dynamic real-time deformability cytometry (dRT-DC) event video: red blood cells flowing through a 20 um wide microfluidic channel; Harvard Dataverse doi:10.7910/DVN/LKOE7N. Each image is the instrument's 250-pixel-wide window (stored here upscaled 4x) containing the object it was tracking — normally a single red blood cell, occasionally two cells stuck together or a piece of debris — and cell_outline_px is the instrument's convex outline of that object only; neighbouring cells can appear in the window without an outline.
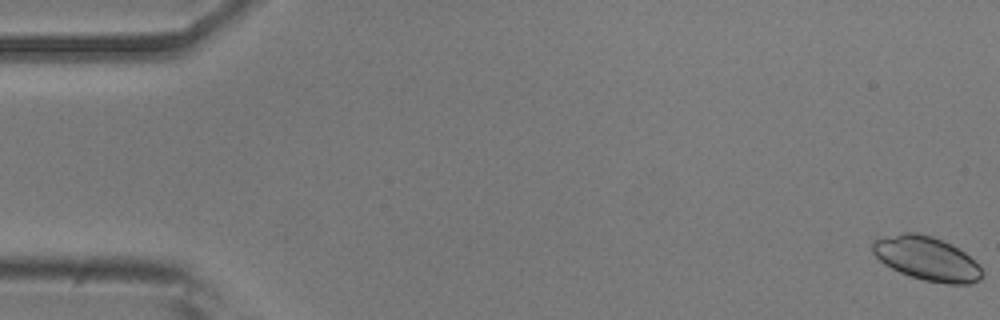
{"species": "common noctule bat (a hibernating species)", "species_latin": "Nyctalus noctula", "temperature_condition": "room temperature", "stored_images_in_passage": 54, "camera_frame_rate_fps": 3000, "um_per_image_px": 0.085, "animal": {"sex": "male", "body_mass_g": 20.5, "forearm_length_mm": 52.5}, "frame": {"image": 1, "passage_image": 1, "time_ms": 0.0, "image_size_px": [1000, 320], "cell_outline_px": [[984, 276], [980, 280], [972, 284], [948, 284], [924, 280], [900, 272], [884, 264], [872, 252], [872, 240], [904, 232], [916, 232], [932, 236], [952, 244], [964, 252], [984, 272]], "centroid_in_image_um": [78.78, 21.98], "position_along_channel_um": 6.2, "area_um2": 27.92}}
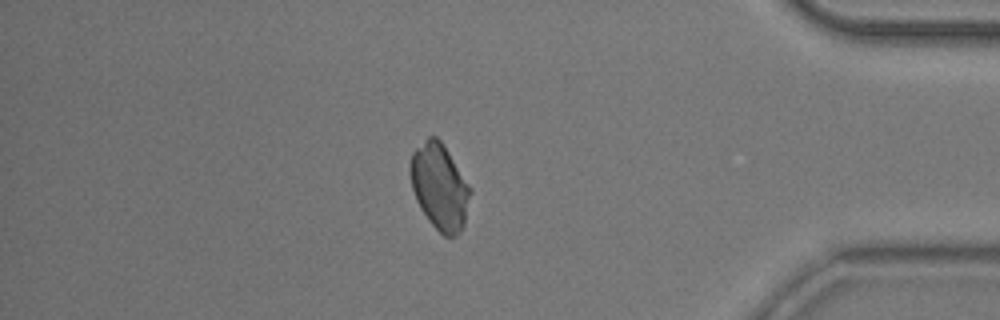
{"frame": {"image": 2, "passage_image": 46, "time_ms": 15.0, "image_size_px": [1000, 320], "cell_outline_px": [[472, 192], [464, 224], [460, 232], [456, 236], [444, 236], [428, 220], [420, 208], [416, 200], [412, 188], [408, 168], [412, 152], [428, 136], [436, 136], [440, 140], [472, 188]], "centroid_in_image_um": [37.36, 15.87], "position_along_channel_um": 397.8, "area_um2": 30.17}}
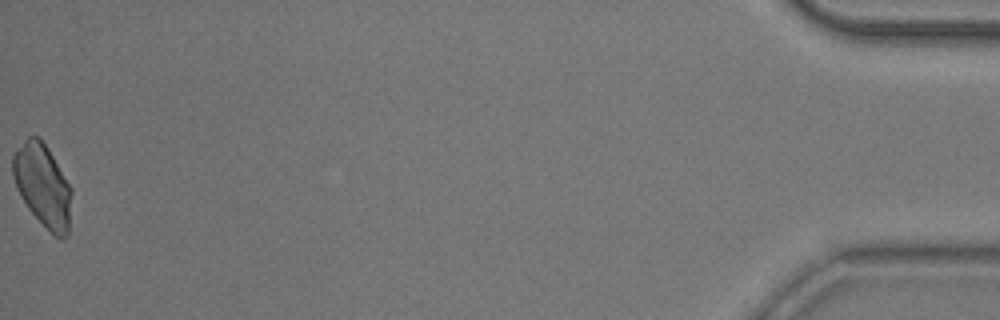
{"frame": {"image": 3, "passage_image": 54, "time_ms": 17.667, "image_size_px": [1000, 320], "cell_outline_px": [[72, 192], [68, 236], [56, 236], [28, 208], [16, 188], [12, 176], [12, 156], [24, 140], [28, 136], [40, 136], [48, 148], [72, 188]], "centroid_in_image_um": [3.63, 15.71], "position_along_channel_um": 431.6, "area_um2": 28.03}}